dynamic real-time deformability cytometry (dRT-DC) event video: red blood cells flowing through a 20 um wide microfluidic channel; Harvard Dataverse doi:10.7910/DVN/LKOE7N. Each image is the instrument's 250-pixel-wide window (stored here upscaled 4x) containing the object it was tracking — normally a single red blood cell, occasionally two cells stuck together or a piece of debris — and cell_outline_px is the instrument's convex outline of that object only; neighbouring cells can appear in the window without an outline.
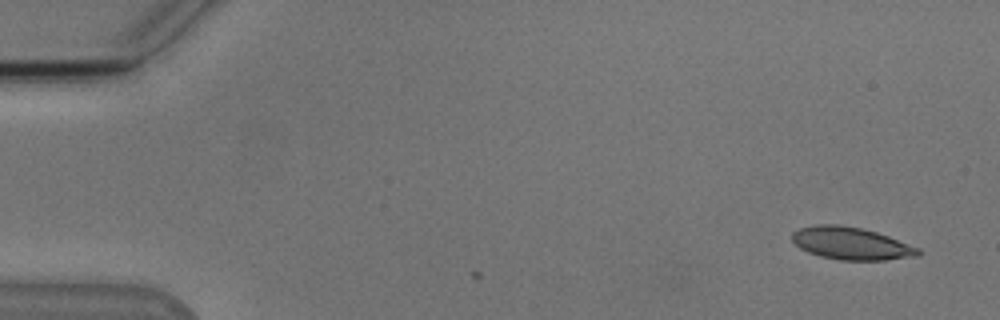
{"species": "Egyptian fruit bat (a non-hibernating species)", "species_latin": "Rousettus aegyptiacus", "temperature_condition": "cold", "stored_images_in_passage": 3, "camera_frame_rate_fps": 3000, "um_per_image_px": 0.085, "animal": {"sex": "male"}, "frame": {"image": 1, "passage_image": 1, "time_ms": 0.0, "image_size_px": [1000, 320], "cell_outline_px": [[924, 252], [920, 256], [884, 260], [840, 260], [820, 256], [808, 252], [800, 248], [792, 240], [792, 232], [800, 228], [816, 224], [840, 224], [860, 228], [876, 232], [888, 236], [920, 248]], "centroid_in_image_um": [72.38, 20.69], "position_along_channel_um": 12.6, "area_um2": 23.99}}